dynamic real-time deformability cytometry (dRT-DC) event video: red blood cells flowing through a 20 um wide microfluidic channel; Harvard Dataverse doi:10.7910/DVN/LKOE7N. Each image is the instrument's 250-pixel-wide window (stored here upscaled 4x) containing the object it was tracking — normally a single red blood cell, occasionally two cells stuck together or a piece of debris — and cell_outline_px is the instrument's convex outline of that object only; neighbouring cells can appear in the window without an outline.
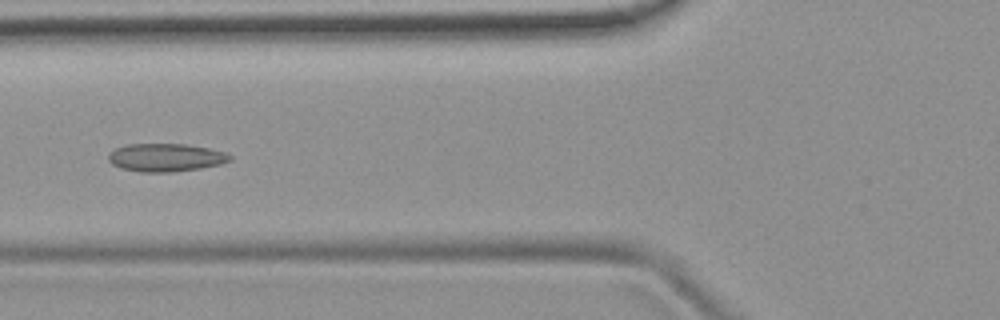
{"species": "common noctule bat (a hibernating species)", "species_latin": "Nyctalus noctula", "temperature_condition": "room temperature", "stored_images_in_passage": 6, "camera_frame_rate_fps": 3000, "um_per_image_px": 0.085, "animal": {"sex": "female", "body_mass_g": 19.9}, "frame": {"image": 1, "passage_image": 6, "time_ms": 6.667, "image_size_px": [1000, 320], "cell_outline_px": [[232, 160], [220, 164], [200, 168], [172, 172], [140, 172], [120, 168], [112, 164], [108, 160], [108, 156], [116, 148], [128, 144], [184, 144], [208, 148], [224, 152], [232, 156]], "centroid_in_image_um": [14.08, 13.39], "position_along_channel_um": 111.7, "area_um2": 19.77}}